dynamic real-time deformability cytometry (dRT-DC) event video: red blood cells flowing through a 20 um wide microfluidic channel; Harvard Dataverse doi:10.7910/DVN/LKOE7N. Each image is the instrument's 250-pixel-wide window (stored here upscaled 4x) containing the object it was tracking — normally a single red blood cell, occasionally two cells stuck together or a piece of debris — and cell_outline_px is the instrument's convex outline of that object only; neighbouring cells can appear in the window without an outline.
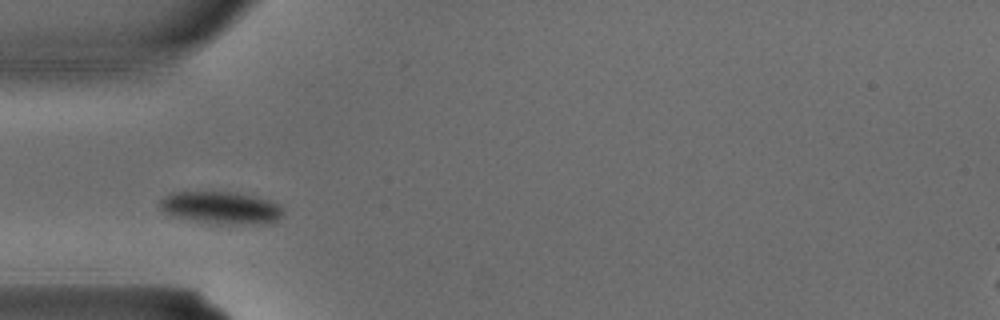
{"species": "common noctule bat (a hibernating species)", "species_latin": "Nyctalus noctula", "temperature_condition": "warm", "stored_images_in_passage": 1, "camera_frame_rate_fps": 3000, "um_per_image_px": 0.085, "animal": {"sex": "male", "body_mass_g": 15.6}, "frame": {"image": 1, "passage_image": 1, "time_ms": 0.0, "image_size_px": [1000, 320], "cell_outline_px": [[284, 216], [276, 220], [264, 224], [240, 224], [192, 220], [172, 216], [164, 212], [160, 208], [160, 200], [164, 196], [172, 192], [236, 192], [256, 196], [268, 200], [276, 204], [284, 212]], "centroid_in_image_um": [18.78, 17.64], "position_along_channel_um": 66.2, "area_um2": 23.0}}